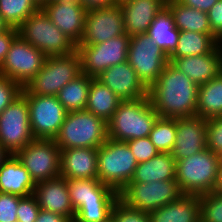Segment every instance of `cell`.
Masks as SVG:
<instances>
[{
    "label": "cell",
    "instance_id": "18",
    "mask_svg": "<svg viewBox=\"0 0 222 222\" xmlns=\"http://www.w3.org/2000/svg\"><path fill=\"white\" fill-rule=\"evenodd\" d=\"M206 128L207 119L203 117L176 119V138L171 151L176 161L207 148Z\"/></svg>",
    "mask_w": 222,
    "mask_h": 222
},
{
    "label": "cell",
    "instance_id": "16",
    "mask_svg": "<svg viewBox=\"0 0 222 222\" xmlns=\"http://www.w3.org/2000/svg\"><path fill=\"white\" fill-rule=\"evenodd\" d=\"M51 22L78 45L82 39L87 10L77 0L48 2L41 7Z\"/></svg>",
    "mask_w": 222,
    "mask_h": 222
},
{
    "label": "cell",
    "instance_id": "14",
    "mask_svg": "<svg viewBox=\"0 0 222 222\" xmlns=\"http://www.w3.org/2000/svg\"><path fill=\"white\" fill-rule=\"evenodd\" d=\"M29 107L30 126L35 139L54 140L67 111L57 96L24 94Z\"/></svg>",
    "mask_w": 222,
    "mask_h": 222
},
{
    "label": "cell",
    "instance_id": "4",
    "mask_svg": "<svg viewBox=\"0 0 222 222\" xmlns=\"http://www.w3.org/2000/svg\"><path fill=\"white\" fill-rule=\"evenodd\" d=\"M107 138V122L87 110H79L67 112L54 141L61 150L98 148Z\"/></svg>",
    "mask_w": 222,
    "mask_h": 222
},
{
    "label": "cell",
    "instance_id": "32",
    "mask_svg": "<svg viewBox=\"0 0 222 222\" xmlns=\"http://www.w3.org/2000/svg\"><path fill=\"white\" fill-rule=\"evenodd\" d=\"M92 78L81 73L59 91L57 98L67 112L85 110Z\"/></svg>",
    "mask_w": 222,
    "mask_h": 222
},
{
    "label": "cell",
    "instance_id": "46",
    "mask_svg": "<svg viewBox=\"0 0 222 222\" xmlns=\"http://www.w3.org/2000/svg\"><path fill=\"white\" fill-rule=\"evenodd\" d=\"M35 222H71V220L61 214L40 209Z\"/></svg>",
    "mask_w": 222,
    "mask_h": 222
},
{
    "label": "cell",
    "instance_id": "40",
    "mask_svg": "<svg viewBox=\"0 0 222 222\" xmlns=\"http://www.w3.org/2000/svg\"><path fill=\"white\" fill-rule=\"evenodd\" d=\"M21 196L0 192V222H17V208Z\"/></svg>",
    "mask_w": 222,
    "mask_h": 222
},
{
    "label": "cell",
    "instance_id": "7",
    "mask_svg": "<svg viewBox=\"0 0 222 222\" xmlns=\"http://www.w3.org/2000/svg\"><path fill=\"white\" fill-rule=\"evenodd\" d=\"M82 73L77 51L66 56L46 57L42 69L22 89L23 94L57 96L59 91Z\"/></svg>",
    "mask_w": 222,
    "mask_h": 222
},
{
    "label": "cell",
    "instance_id": "38",
    "mask_svg": "<svg viewBox=\"0 0 222 222\" xmlns=\"http://www.w3.org/2000/svg\"><path fill=\"white\" fill-rule=\"evenodd\" d=\"M207 148L222 158V116L207 119Z\"/></svg>",
    "mask_w": 222,
    "mask_h": 222
},
{
    "label": "cell",
    "instance_id": "52",
    "mask_svg": "<svg viewBox=\"0 0 222 222\" xmlns=\"http://www.w3.org/2000/svg\"><path fill=\"white\" fill-rule=\"evenodd\" d=\"M34 1L39 7H42L43 5L48 3V0H34Z\"/></svg>",
    "mask_w": 222,
    "mask_h": 222
},
{
    "label": "cell",
    "instance_id": "49",
    "mask_svg": "<svg viewBox=\"0 0 222 222\" xmlns=\"http://www.w3.org/2000/svg\"><path fill=\"white\" fill-rule=\"evenodd\" d=\"M217 192L222 193V158L220 161L219 181H218V185H217Z\"/></svg>",
    "mask_w": 222,
    "mask_h": 222
},
{
    "label": "cell",
    "instance_id": "33",
    "mask_svg": "<svg viewBox=\"0 0 222 222\" xmlns=\"http://www.w3.org/2000/svg\"><path fill=\"white\" fill-rule=\"evenodd\" d=\"M39 8L34 0H0V15L13 28H18Z\"/></svg>",
    "mask_w": 222,
    "mask_h": 222
},
{
    "label": "cell",
    "instance_id": "24",
    "mask_svg": "<svg viewBox=\"0 0 222 222\" xmlns=\"http://www.w3.org/2000/svg\"><path fill=\"white\" fill-rule=\"evenodd\" d=\"M36 183L16 155L10 156L0 166V192L27 197L33 194Z\"/></svg>",
    "mask_w": 222,
    "mask_h": 222
},
{
    "label": "cell",
    "instance_id": "19",
    "mask_svg": "<svg viewBox=\"0 0 222 222\" xmlns=\"http://www.w3.org/2000/svg\"><path fill=\"white\" fill-rule=\"evenodd\" d=\"M169 62L200 86L216 78L222 72V43L218 44L210 53L169 58Z\"/></svg>",
    "mask_w": 222,
    "mask_h": 222
},
{
    "label": "cell",
    "instance_id": "53",
    "mask_svg": "<svg viewBox=\"0 0 222 222\" xmlns=\"http://www.w3.org/2000/svg\"><path fill=\"white\" fill-rule=\"evenodd\" d=\"M71 222H79L77 219H72ZM103 222H112L111 221V217H109L107 220L103 221Z\"/></svg>",
    "mask_w": 222,
    "mask_h": 222
},
{
    "label": "cell",
    "instance_id": "41",
    "mask_svg": "<svg viewBox=\"0 0 222 222\" xmlns=\"http://www.w3.org/2000/svg\"><path fill=\"white\" fill-rule=\"evenodd\" d=\"M16 212L17 222H35L40 212L36 197L33 194L22 197Z\"/></svg>",
    "mask_w": 222,
    "mask_h": 222
},
{
    "label": "cell",
    "instance_id": "1",
    "mask_svg": "<svg viewBox=\"0 0 222 222\" xmlns=\"http://www.w3.org/2000/svg\"><path fill=\"white\" fill-rule=\"evenodd\" d=\"M198 87L169 62L148 89V96L159 117L182 119L196 116Z\"/></svg>",
    "mask_w": 222,
    "mask_h": 222
},
{
    "label": "cell",
    "instance_id": "11",
    "mask_svg": "<svg viewBox=\"0 0 222 222\" xmlns=\"http://www.w3.org/2000/svg\"><path fill=\"white\" fill-rule=\"evenodd\" d=\"M46 57L42 51L18 35L11 43L6 58L0 66V75L24 88L42 69Z\"/></svg>",
    "mask_w": 222,
    "mask_h": 222
},
{
    "label": "cell",
    "instance_id": "13",
    "mask_svg": "<svg viewBox=\"0 0 222 222\" xmlns=\"http://www.w3.org/2000/svg\"><path fill=\"white\" fill-rule=\"evenodd\" d=\"M130 36L120 35L94 45H77L82 73L97 77L111 66L127 61Z\"/></svg>",
    "mask_w": 222,
    "mask_h": 222
},
{
    "label": "cell",
    "instance_id": "23",
    "mask_svg": "<svg viewBox=\"0 0 222 222\" xmlns=\"http://www.w3.org/2000/svg\"><path fill=\"white\" fill-rule=\"evenodd\" d=\"M165 7L166 0H133L123 4L121 10L126 34H146L156 15Z\"/></svg>",
    "mask_w": 222,
    "mask_h": 222
},
{
    "label": "cell",
    "instance_id": "29",
    "mask_svg": "<svg viewBox=\"0 0 222 222\" xmlns=\"http://www.w3.org/2000/svg\"><path fill=\"white\" fill-rule=\"evenodd\" d=\"M121 100L106 85L96 78L91 79L85 110L108 122Z\"/></svg>",
    "mask_w": 222,
    "mask_h": 222
},
{
    "label": "cell",
    "instance_id": "43",
    "mask_svg": "<svg viewBox=\"0 0 222 222\" xmlns=\"http://www.w3.org/2000/svg\"><path fill=\"white\" fill-rule=\"evenodd\" d=\"M207 14L211 32L222 42V0H218Z\"/></svg>",
    "mask_w": 222,
    "mask_h": 222
},
{
    "label": "cell",
    "instance_id": "21",
    "mask_svg": "<svg viewBox=\"0 0 222 222\" xmlns=\"http://www.w3.org/2000/svg\"><path fill=\"white\" fill-rule=\"evenodd\" d=\"M33 195L36 197L40 209L61 214L70 220L75 217L66 178L59 176L37 182Z\"/></svg>",
    "mask_w": 222,
    "mask_h": 222
},
{
    "label": "cell",
    "instance_id": "39",
    "mask_svg": "<svg viewBox=\"0 0 222 222\" xmlns=\"http://www.w3.org/2000/svg\"><path fill=\"white\" fill-rule=\"evenodd\" d=\"M126 142L138 163L146 162L159 153L149 137L132 139Z\"/></svg>",
    "mask_w": 222,
    "mask_h": 222
},
{
    "label": "cell",
    "instance_id": "20",
    "mask_svg": "<svg viewBox=\"0 0 222 222\" xmlns=\"http://www.w3.org/2000/svg\"><path fill=\"white\" fill-rule=\"evenodd\" d=\"M71 204L76 211L80 206L113 205L119 193L99 179L66 178Z\"/></svg>",
    "mask_w": 222,
    "mask_h": 222
},
{
    "label": "cell",
    "instance_id": "25",
    "mask_svg": "<svg viewBox=\"0 0 222 222\" xmlns=\"http://www.w3.org/2000/svg\"><path fill=\"white\" fill-rule=\"evenodd\" d=\"M148 214L150 222H200V196L184 194Z\"/></svg>",
    "mask_w": 222,
    "mask_h": 222
},
{
    "label": "cell",
    "instance_id": "48",
    "mask_svg": "<svg viewBox=\"0 0 222 222\" xmlns=\"http://www.w3.org/2000/svg\"><path fill=\"white\" fill-rule=\"evenodd\" d=\"M10 156V153L0 144V166Z\"/></svg>",
    "mask_w": 222,
    "mask_h": 222
},
{
    "label": "cell",
    "instance_id": "45",
    "mask_svg": "<svg viewBox=\"0 0 222 222\" xmlns=\"http://www.w3.org/2000/svg\"><path fill=\"white\" fill-rule=\"evenodd\" d=\"M185 6L208 12L218 0H177Z\"/></svg>",
    "mask_w": 222,
    "mask_h": 222
},
{
    "label": "cell",
    "instance_id": "51",
    "mask_svg": "<svg viewBox=\"0 0 222 222\" xmlns=\"http://www.w3.org/2000/svg\"><path fill=\"white\" fill-rule=\"evenodd\" d=\"M130 1H133V0H114V5L122 6L123 4L130 2Z\"/></svg>",
    "mask_w": 222,
    "mask_h": 222
},
{
    "label": "cell",
    "instance_id": "12",
    "mask_svg": "<svg viewBox=\"0 0 222 222\" xmlns=\"http://www.w3.org/2000/svg\"><path fill=\"white\" fill-rule=\"evenodd\" d=\"M15 155L35 183L60 176L61 149L54 140L35 139Z\"/></svg>",
    "mask_w": 222,
    "mask_h": 222
},
{
    "label": "cell",
    "instance_id": "3",
    "mask_svg": "<svg viewBox=\"0 0 222 222\" xmlns=\"http://www.w3.org/2000/svg\"><path fill=\"white\" fill-rule=\"evenodd\" d=\"M221 157L208 148L176 161V181L186 195L217 191Z\"/></svg>",
    "mask_w": 222,
    "mask_h": 222
},
{
    "label": "cell",
    "instance_id": "28",
    "mask_svg": "<svg viewBox=\"0 0 222 222\" xmlns=\"http://www.w3.org/2000/svg\"><path fill=\"white\" fill-rule=\"evenodd\" d=\"M180 31L174 26V18L165 7L160 11L146 33L169 57L177 47Z\"/></svg>",
    "mask_w": 222,
    "mask_h": 222
},
{
    "label": "cell",
    "instance_id": "31",
    "mask_svg": "<svg viewBox=\"0 0 222 222\" xmlns=\"http://www.w3.org/2000/svg\"><path fill=\"white\" fill-rule=\"evenodd\" d=\"M221 43L214 34L180 31L177 47L169 58L207 54Z\"/></svg>",
    "mask_w": 222,
    "mask_h": 222
},
{
    "label": "cell",
    "instance_id": "35",
    "mask_svg": "<svg viewBox=\"0 0 222 222\" xmlns=\"http://www.w3.org/2000/svg\"><path fill=\"white\" fill-rule=\"evenodd\" d=\"M200 222H222V193L200 196Z\"/></svg>",
    "mask_w": 222,
    "mask_h": 222
},
{
    "label": "cell",
    "instance_id": "17",
    "mask_svg": "<svg viewBox=\"0 0 222 222\" xmlns=\"http://www.w3.org/2000/svg\"><path fill=\"white\" fill-rule=\"evenodd\" d=\"M95 78L113 91L121 101L148 96V88L128 61L109 67Z\"/></svg>",
    "mask_w": 222,
    "mask_h": 222
},
{
    "label": "cell",
    "instance_id": "30",
    "mask_svg": "<svg viewBox=\"0 0 222 222\" xmlns=\"http://www.w3.org/2000/svg\"><path fill=\"white\" fill-rule=\"evenodd\" d=\"M196 116L205 119L222 116V72L198 87Z\"/></svg>",
    "mask_w": 222,
    "mask_h": 222
},
{
    "label": "cell",
    "instance_id": "42",
    "mask_svg": "<svg viewBox=\"0 0 222 222\" xmlns=\"http://www.w3.org/2000/svg\"><path fill=\"white\" fill-rule=\"evenodd\" d=\"M22 89L15 81L0 75V114L22 93Z\"/></svg>",
    "mask_w": 222,
    "mask_h": 222
},
{
    "label": "cell",
    "instance_id": "2",
    "mask_svg": "<svg viewBox=\"0 0 222 222\" xmlns=\"http://www.w3.org/2000/svg\"><path fill=\"white\" fill-rule=\"evenodd\" d=\"M158 117L159 115L153 108L149 96L121 101L107 122L108 138L126 142L149 137Z\"/></svg>",
    "mask_w": 222,
    "mask_h": 222
},
{
    "label": "cell",
    "instance_id": "37",
    "mask_svg": "<svg viewBox=\"0 0 222 222\" xmlns=\"http://www.w3.org/2000/svg\"><path fill=\"white\" fill-rule=\"evenodd\" d=\"M113 205L80 206L74 219L79 222H103L110 217Z\"/></svg>",
    "mask_w": 222,
    "mask_h": 222
},
{
    "label": "cell",
    "instance_id": "34",
    "mask_svg": "<svg viewBox=\"0 0 222 222\" xmlns=\"http://www.w3.org/2000/svg\"><path fill=\"white\" fill-rule=\"evenodd\" d=\"M149 138L161 153H171L176 138V119L158 117Z\"/></svg>",
    "mask_w": 222,
    "mask_h": 222
},
{
    "label": "cell",
    "instance_id": "8",
    "mask_svg": "<svg viewBox=\"0 0 222 222\" xmlns=\"http://www.w3.org/2000/svg\"><path fill=\"white\" fill-rule=\"evenodd\" d=\"M182 195L184 194L176 180L129 182L119 192V199L129 207L149 213L179 199Z\"/></svg>",
    "mask_w": 222,
    "mask_h": 222
},
{
    "label": "cell",
    "instance_id": "44",
    "mask_svg": "<svg viewBox=\"0 0 222 222\" xmlns=\"http://www.w3.org/2000/svg\"><path fill=\"white\" fill-rule=\"evenodd\" d=\"M18 36V29L10 27L7 31L0 33V66L3 64L13 40Z\"/></svg>",
    "mask_w": 222,
    "mask_h": 222
},
{
    "label": "cell",
    "instance_id": "6",
    "mask_svg": "<svg viewBox=\"0 0 222 222\" xmlns=\"http://www.w3.org/2000/svg\"><path fill=\"white\" fill-rule=\"evenodd\" d=\"M17 29L22 39L47 57L66 56L77 50V45L51 22L41 7Z\"/></svg>",
    "mask_w": 222,
    "mask_h": 222
},
{
    "label": "cell",
    "instance_id": "36",
    "mask_svg": "<svg viewBox=\"0 0 222 222\" xmlns=\"http://www.w3.org/2000/svg\"><path fill=\"white\" fill-rule=\"evenodd\" d=\"M110 217L112 222H150L148 212L129 207L119 198L113 204Z\"/></svg>",
    "mask_w": 222,
    "mask_h": 222
},
{
    "label": "cell",
    "instance_id": "5",
    "mask_svg": "<svg viewBox=\"0 0 222 222\" xmlns=\"http://www.w3.org/2000/svg\"><path fill=\"white\" fill-rule=\"evenodd\" d=\"M137 164L125 141L107 138L106 142L97 148L98 179L118 193L131 181Z\"/></svg>",
    "mask_w": 222,
    "mask_h": 222
},
{
    "label": "cell",
    "instance_id": "47",
    "mask_svg": "<svg viewBox=\"0 0 222 222\" xmlns=\"http://www.w3.org/2000/svg\"><path fill=\"white\" fill-rule=\"evenodd\" d=\"M85 10L105 8L114 5V0H77Z\"/></svg>",
    "mask_w": 222,
    "mask_h": 222
},
{
    "label": "cell",
    "instance_id": "26",
    "mask_svg": "<svg viewBox=\"0 0 222 222\" xmlns=\"http://www.w3.org/2000/svg\"><path fill=\"white\" fill-rule=\"evenodd\" d=\"M176 180V160L171 153L159 152L146 162L138 163L130 182Z\"/></svg>",
    "mask_w": 222,
    "mask_h": 222
},
{
    "label": "cell",
    "instance_id": "15",
    "mask_svg": "<svg viewBox=\"0 0 222 222\" xmlns=\"http://www.w3.org/2000/svg\"><path fill=\"white\" fill-rule=\"evenodd\" d=\"M121 6L91 9L87 11L82 39L78 45H94L125 35Z\"/></svg>",
    "mask_w": 222,
    "mask_h": 222
},
{
    "label": "cell",
    "instance_id": "54",
    "mask_svg": "<svg viewBox=\"0 0 222 222\" xmlns=\"http://www.w3.org/2000/svg\"><path fill=\"white\" fill-rule=\"evenodd\" d=\"M54 1H62V0H48V2H54Z\"/></svg>",
    "mask_w": 222,
    "mask_h": 222
},
{
    "label": "cell",
    "instance_id": "10",
    "mask_svg": "<svg viewBox=\"0 0 222 222\" xmlns=\"http://www.w3.org/2000/svg\"><path fill=\"white\" fill-rule=\"evenodd\" d=\"M127 61L149 89L169 63V57L147 34L130 36Z\"/></svg>",
    "mask_w": 222,
    "mask_h": 222
},
{
    "label": "cell",
    "instance_id": "22",
    "mask_svg": "<svg viewBox=\"0 0 222 222\" xmlns=\"http://www.w3.org/2000/svg\"><path fill=\"white\" fill-rule=\"evenodd\" d=\"M60 176L63 178L98 179L97 148L62 149Z\"/></svg>",
    "mask_w": 222,
    "mask_h": 222
},
{
    "label": "cell",
    "instance_id": "27",
    "mask_svg": "<svg viewBox=\"0 0 222 222\" xmlns=\"http://www.w3.org/2000/svg\"><path fill=\"white\" fill-rule=\"evenodd\" d=\"M166 7L173 15L174 26L179 31L213 34L206 12L185 6L177 0H166Z\"/></svg>",
    "mask_w": 222,
    "mask_h": 222
},
{
    "label": "cell",
    "instance_id": "50",
    "mask_svg": "<svg viewBox=\"0 0 222 222\" xmlns=\"http://www.w3.org/2000/svg\"><path fill=\"white\" fill-rule=\"evenodd\" d=\"M10 27L0 15V33L7 31Z\"/></svg>",
    "mask_w": 222,
    "mask_h": 222
},
{
    "label": "cell",
    "instance_id": "9",
    "mask_svg": "<svg viewBox=\"0 0 222 222\" xmlns=\"http://www.w3.org/2000/svg\"><path fill=\"white\" fill-rule=\"evenodd\" d=\"M33 140L28 102L21 93L0 114V144L15 155Z\"/></svg>",
    "mask_w": 222,
    "mask_h": 222
}]
</instances>
